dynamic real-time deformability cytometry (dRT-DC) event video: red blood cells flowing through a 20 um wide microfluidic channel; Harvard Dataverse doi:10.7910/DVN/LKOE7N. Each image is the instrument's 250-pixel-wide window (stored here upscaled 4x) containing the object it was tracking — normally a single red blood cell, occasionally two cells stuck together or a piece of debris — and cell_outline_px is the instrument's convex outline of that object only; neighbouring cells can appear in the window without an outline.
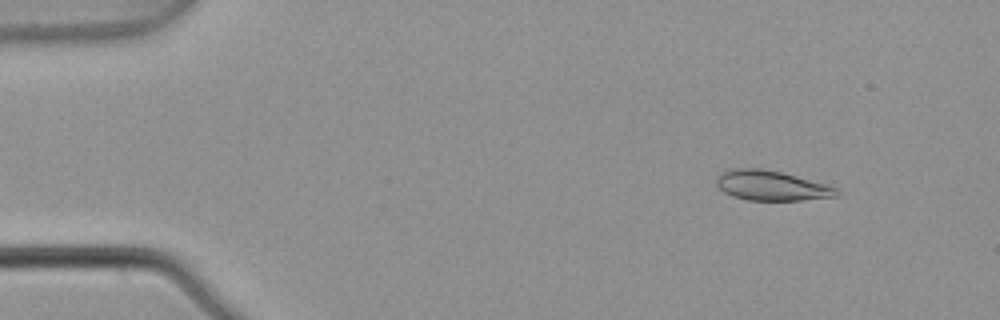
{"species": "common noctule bat (a hibernating species)", "species_latin": "Nyctalus noctula", "temperature_condition": "warm", "stored_images_in_passage": 5, "camera_frame_rate_fps": 3000, "um_per_image_px": 0.085, "animal": {"sex": "male", "body_mass_g": 21.5, "forearm_length_mm": 52.0}, "frame": {"image": 1, "passage_image": 2, "time_ms": 0.333, "image_size_px": [1000, 320], "cell_outline_px": [[840, 196], [800, 200], [748, 200], [732, 196], [724, 192], [716, 184], [716, 176], [720, 172], [728, 168], [760, 168], [780, 172], [796, 176], [824, 184], [836, 188], [840, 192]], "centroid_in_image_um": [65.52, 15.77], "position_along_channel_um": 19.5, "area_um2": 20.92}}
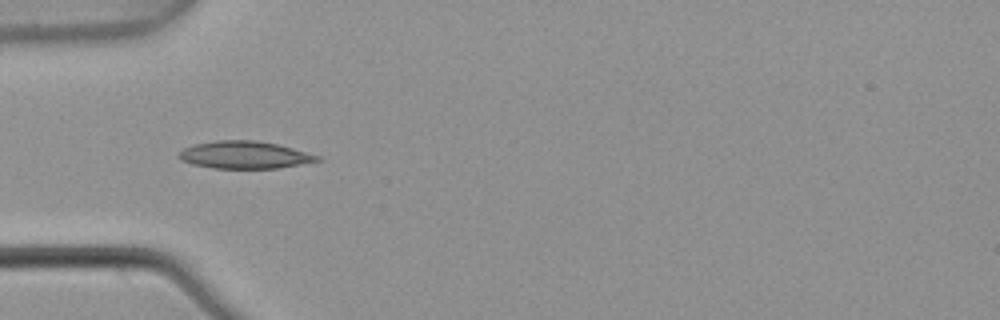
{"frame": {"image": 2, "passage_image": 5, "time_ms": 1.333, "image_size_px": [1000, 320], "cell_outline_px": [[320, 160], [300, 164], [276, 168], [212, 168], [192, 164], [180, 160], [176, 156], [184, 148], [196, 144], [216, 140], [256, 140], [276, 144], [292, 148], [320, 156]], "centroid_in_image_um": [20.74, 13.16], "position_along_channel_um": 64.3, "area_um2": 21.91}}